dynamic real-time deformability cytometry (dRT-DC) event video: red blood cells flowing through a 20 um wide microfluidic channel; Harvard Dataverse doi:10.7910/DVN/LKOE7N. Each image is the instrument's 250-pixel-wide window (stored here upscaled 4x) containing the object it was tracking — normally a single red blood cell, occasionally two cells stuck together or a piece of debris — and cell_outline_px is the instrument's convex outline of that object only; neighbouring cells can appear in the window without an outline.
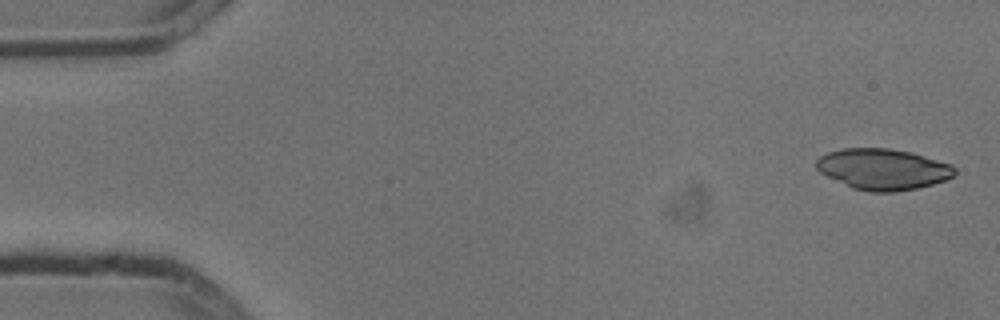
{"species": "common noctule bat (a hibernating species)", "species_latin": "Nyctalus noctula", "temperature_condition": "cold", "stored_images_in_passage": 5, "camera_frame_rate_fps": 3000, "um_per_image_px": 0.085, "animal": {"sex": "male", "body_mass_g": 13.3}, "frame": {"image": 1, "passage_image": 1, "time_ms": 0.0, "image_size_px": [1000, 320], "cell_outline_px": [[956, 172], [952, 176], [944, 180], [932, 184], [916, 188], [892, 192], [868, 192], [852, 188], [820, 172], [816, 168], [816, 160], [820, 156], [828, 152], [844, 148], [888, 148], [912, 152], [952, 164], [956, 168]], "centroid_in_image_um": [75.05, 14.37], "position_along_channel_um": 9.9, "area_um2": 33.0}}